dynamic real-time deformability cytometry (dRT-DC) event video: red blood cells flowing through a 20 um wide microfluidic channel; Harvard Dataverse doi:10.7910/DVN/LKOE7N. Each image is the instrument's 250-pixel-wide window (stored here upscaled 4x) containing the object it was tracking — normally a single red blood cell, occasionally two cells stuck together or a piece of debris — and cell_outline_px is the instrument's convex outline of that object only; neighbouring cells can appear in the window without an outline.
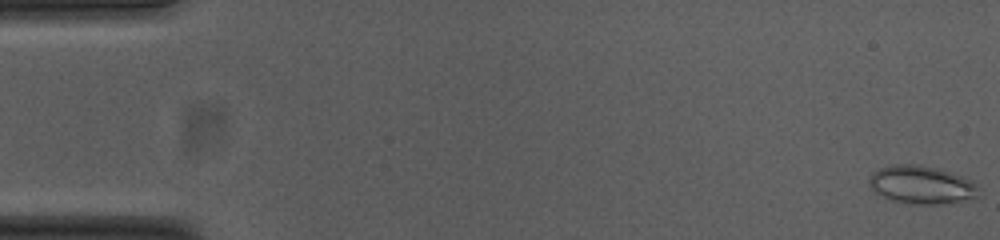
{"species": "common noctule bat (a hibernating species)", "species_latin": "Nyctalus noctula", "temperature_condition": "cold", "stored_images_in_passage": 54, "camera_frame_rate_fps": 3000, "um_per_image_px": 0.085, "animal": {"sex": "female", "body_mass_g": 23.0, "forearm_length_mm": 53.4}, "frame": {"image": 1, "passage_image": 1, "time_ms": 0.0, "image_size_px": [1000, 240], "cell_outline_px": [[980, 196], [976, 200], [944, 204], [904, 204], [888, 200], [876, 192], [868, 184], [868, 180], [872, 172], [880, 168], [892, 164], [920, 164], [940, 168], [964, 176], [972, 180], [976, 184]], "centroid_in_image_um": [78.38, 15.72], "position_along_channel_um": 6.6, "area_um2": 25.26}}
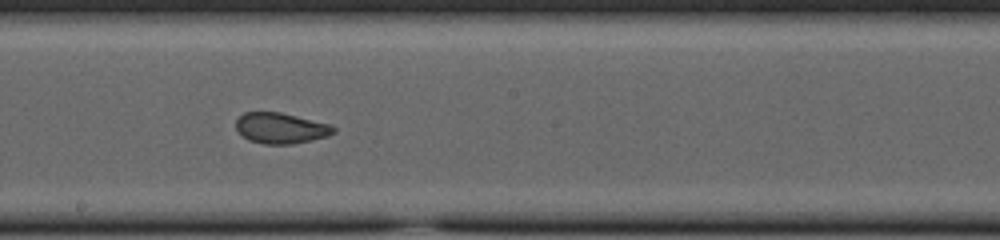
{"frame": {"image": 2, "passage_image": 30, "time_ms": 9.667, "image_size_px": [1000, 240], "cell_outline_px": [[336, 132], [328, 136], [312, 140], [292, 144], [264, 144], [248, 140], [236, 128], [236, 120], [244, 112], [280, 112], [332, 124], [336, 128]], "centroid_in_image_um": [23.91, 10.89], "position_along_channel_um": 224.3, "area_um2": 17.57}}
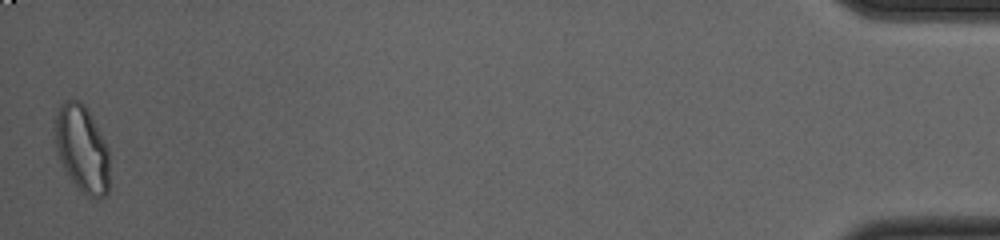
{"frame": {"image": 3, "passage_image": 54, "time_ms": 17.667, "image_size_px": [1000, 240], "cell_outline_px": [[108, 192], [104, 196], [96, 200], [80, 192], [64, 168], [60, 160], [56, 148], [56, 112], [64, 100], [80, 100], [84, 104], [108, 148]], "centroid_in_image_um": [6.97, 12.68], "position_along_channel_um": 428.2, "area_um2": 27.22}, "authors_computed_cell_mechanics": {"area_um2": 20.1722, "velocity_mm_per_s": 3.7452, "shape_relaxation_time_tau1_ms": null, "shape_relaxation_time_tau2_ms": 0.9664, "deformation_change_tau1": null, "deformation_change_tau2": 0.0623}}